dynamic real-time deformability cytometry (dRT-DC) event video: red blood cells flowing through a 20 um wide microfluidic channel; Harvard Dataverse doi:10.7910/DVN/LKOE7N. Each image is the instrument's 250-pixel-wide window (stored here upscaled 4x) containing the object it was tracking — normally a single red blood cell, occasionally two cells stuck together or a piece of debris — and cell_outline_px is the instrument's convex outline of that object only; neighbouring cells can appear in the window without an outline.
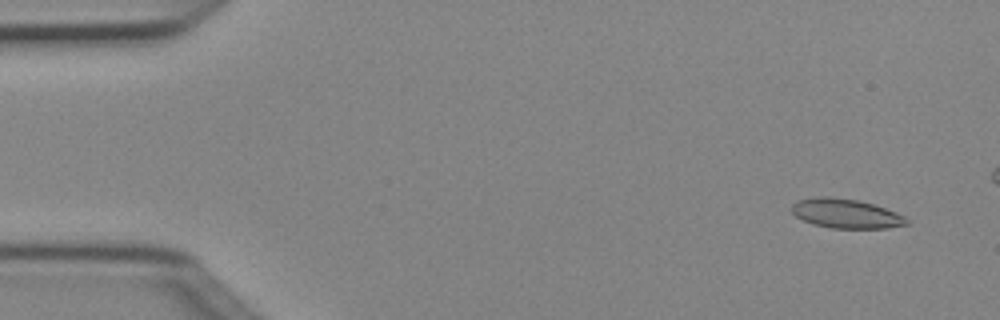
{"species": "Egyptian fruit bat (a non-hibernating species)", "species_latin": "Rousettus aegyptiacus", "temperature_condition": "cold", "stored_images_in_passage": 4, "camera_frame_rate_fps": 3000, "um_per_image_px": 0.085, "animal": {"sex": "female"}, "frame": {"image": 1, "passage_image": 1, "time_ms": 0.0, "image_size_px": [1000, 320], "cell_outline_px": [[908, 224], [888, 228], [832, 228], [812, 224], [796, 216], [792, 212], [792, 204], [796, 200], [816, 196], [828, 196], [860, 200], [896, 212], [904, 216], [908, 220]], "centroid_in_image_um": [71.88, 18.14], "position_along_channel_um": 13.1, "area_um2": 19.71}}